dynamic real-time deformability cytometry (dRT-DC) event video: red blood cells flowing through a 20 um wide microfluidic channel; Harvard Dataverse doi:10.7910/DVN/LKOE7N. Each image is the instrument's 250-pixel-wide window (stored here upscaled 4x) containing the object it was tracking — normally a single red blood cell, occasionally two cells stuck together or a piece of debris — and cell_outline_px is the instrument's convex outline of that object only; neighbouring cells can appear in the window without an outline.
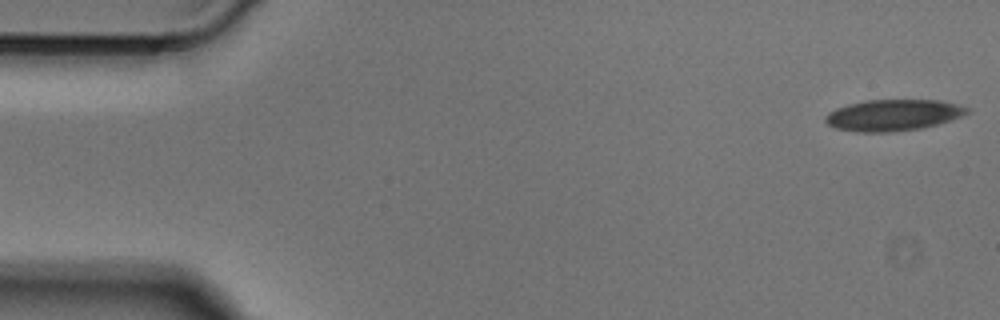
{"species": "Egyptian fruit bat (a non-hibernating species)", "species_latin": "Rousettus aegyptiacus", "temperature_condition": "cold", "stored_images_in_passage": 49, "camera_frame_rate_fps": 3000, "um_per_image_px": 0.085, "animal": {"sex": "male"}, "frame": {"image": 1, "passage_image": 1, "time_ms": 0.0, "image_size_px": [1000, 320], "cell_outline_px": [[968, 112], [960, 116], [936, 124], [920, 128], [888, 132], [856, 132], [836, 128], [828, 124], [824, 120], [824, 116], [828, 112], [836, 108], [848, 104], [864, 100], [940, 100], [956, 104], [968, 108]], "centroid_in_image_um": [75.84, 9.78], "position_along_channel_um": 9.2, "area_um2": 25.61}}
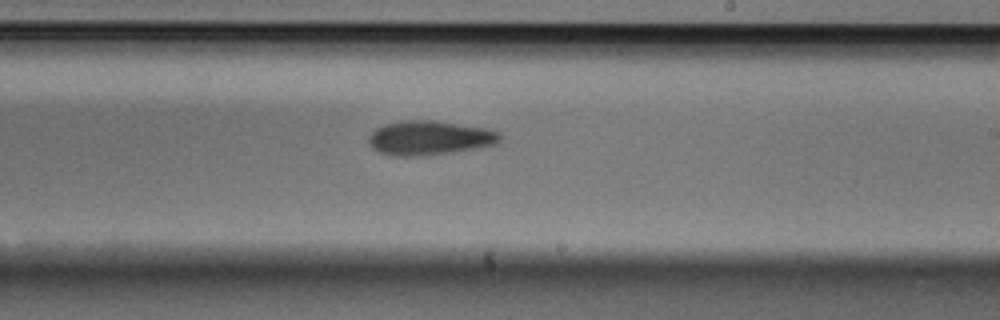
{"frame": {"image": 2, "passage_image": 28, "time_ms": 9.0, "image_size_px": [1000, 320], "cell_outline_px": [[504, 136], [496, 144], [480, 148], [452, 152], [420, 156], [392, 156], [380, 152], [372, 148], [368, 144], [368, 136], [376, 128], [384, 124], [408, 120], [432, 120], [488, 128], [500, 132]], "centroid_in_image_um": [36.54, 11.72], "position_along_channel_um": 252.5, "area_um2": 26.53}}
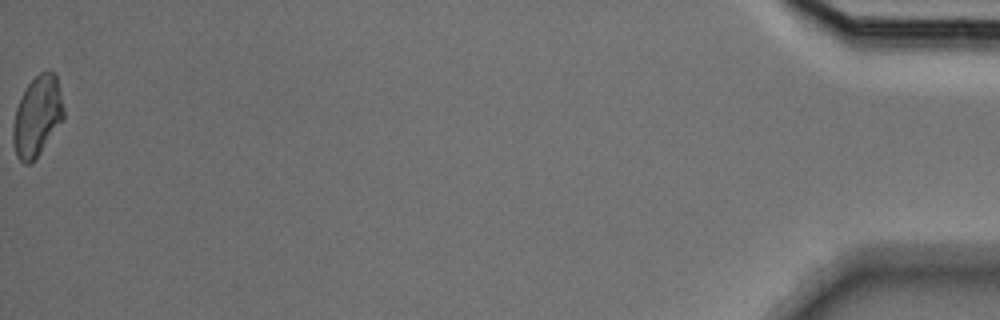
{"frame": {"image": 3, "passage_image": 49, "time_ms": 16.0, "image_size_px": [1000, 320], "cell_outline_px": [[64, 120], [32, 164], [24, 164], [16, 156], [12, 140], [12, 128], [16, 108], [28, 84], [40, 72], [48, 68], [56, 72], [64, 108]], "centroid_in_image_um": [3.18, 9.88], "position_along_channel_um": 432.0, "area_um2": 24.04}}